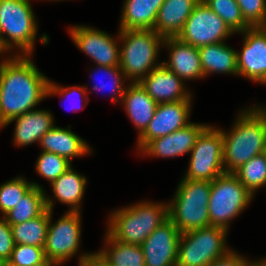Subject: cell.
I'll list each match as a JSON object with an SVG mask.
<instances>
[{"label": "cell", "instance_id": "31", "mask_svg": "<svg viewBox=\"0 0 266 266\" xmlns=\"http://www.w3.org/2000/svg\"><path fill=\"white\" fill-rule=\"evenodd\" d=\"M33 186L42 188L35 182H27L23 177H16L0 185V211L3 216L16 207Z\"/></svg>", "mask_w": 266, "mask_h": 266}, {"label": "cell", "instance_id": "6", "mask_svg": "<svg viewBox=\"0 0 266 266\" xmlns=\"http://www.w3.org/2000/svg\"><path fill=\"white\" fill-rule=\"evenodd\" d=\"M0 6V50L4 53L16 46L21 55H32L38 25L30 1L0 0Z\"/></svg>", "mask_w": 266, "mask_h": 266}, {"label": "cell", "instance_id": "3", "mask_svg": "<svg viewBox=\"0 0 266 266\" xmlns=\"http://www.w3.org/2000/svg\"><path fill=\"white\" fill-rule=\"evenodd\" d=\"M108 234L119 242L141 245L168 218V203L141 202L110 214Z\"/></svg>", "mask_w": 266, "mask_h": 266}, {"label": "cell", "instance_id": "36", "mask_svg": "<svg viewBox=\"0 0 266 266\" xmlns=\"http://www.w3.org/2000/svg\"><path fill=\"white\" fill-rule=\"evenodd\" d=\"M14 246L15 243L11 226L6 219L2 217L0 219V259L7 263Z\"/></svg>", "mask_w": 266, "mask_h": 266}, {"label": "cell", "instance_id": "8", "mask_svg": "<svg viewBox=\"0 0 266 266\" xmlns=\"http://www.w3.org/2000/svg\"><path fill=\"white\" fill-rule=\"evenodd\" d=\"M253 195L234 173H223L211 181L208 203L211 226L228 230L229 221L237 217L250 203Z\"/></svg>", "mask_w": 266, "mask_h": 266}, {"label": "cell", "instance_id": "11", "mask_svg": "<svg viewBox=\"0 0 266 266\" xmlns=\"http://www.w3.org/2000/svg\"><path fill=\"white\" fill-rule=\"evenodd\" d=\"M52 211L45 241V255L54 266L60 265L72 258L80 246L81 214L70 212L64 214L59 220L51 224Z\"/></svg>", "mask_w": 266, "mask_h": 266}, {"label": "cell", "instance_id": "14", "mask_svg": "<svg viewBox=\"0 0 266 266\" xmlns=\"http://www.w3.org/2000/svg\"><path fill=\"white\" fill-rule=\"evenodd\" d=\"M181 232L168 218L140 245L145 266H176Z\"/></svg>", "mask_w": 266, "mask_h": 266}, {"label": "cell", "instance_id": "25", "mask_svg": "<svg viewBox=\"0 0 266 266\" xmlns=\"http://www.w3.org/2000/svg\"><path fill=\"white\" fill-rule=\"evenodd\" d=\"M45 194L42 188L33 186L3 217L10 225H16L40 216L46 209L53 211V201Z\"/></svg>", "mask_w": 266, "mask_h": 266}, {"label": "cell", "instance_id": "42", "mask_svg": "<svg viewBox=\"0 0 266 266\" xmlns=\"http://www.w3.org/2000/svg\"><path fill=\"white\" fill-rule=\"evenodd\" d=\"M32 266H54L53 264H37V265H32Z\"/></svg>", "mask_w": 266, "mask_h": 266}, {"label": "cell", "instance_id": "45", "mask_svg": "<svg viewBox=\"0 0 266 266\" xmlns=\"http://www.w3.org/2000/svg\"><path fill=\"white\" fill-rule=\"evenodd\" d=\"M264 154H265V157H266V146H265V149H264Z\"/></svg>", "mask_w": 266, "mask_h": 266}, {"label": "cell", "instance_id": "21", "mask_svg": "<svg viewBox=\"0 0 266 266\" xmlns=\"http://www.w3.org/2000/svg\"><path fill=\"white\" fill-rule=\"evenodd\" d=\"M39 144L42 151L58 154L70 162L74 157L77 158L91 152L88 144L73 133L69 127L63 129L54 126L45 133Z\"/></svg>", "mask_w": 266, "mask_h": 266}, {"label": "cell", "instance_id": "28", "mask_svg": "<svg viewBox=\"0 0 266 266\" xmlns=\"http://www.w3.org/2000/svg\"><path fill=\"white\" fill-rule=\"evenodd\" d=\"M105 239L108 248L99 252L111 266H145L144 254L140 245L119 242L108 233Z\"/></svg>", "mask_w": 266, "mask_h": 266}, {"label": "cell", "instance_id": "16", "mask_svg": "<svg viewBox=\"0 0 266 266\" xmlns=\"http://www.w3.org/2000/svg\"><path fill=\"white\" fill-rule=\"evenodd\" d=\"M139 83L157 104L191 101V94L185 90L183 80L163 64L154 68Z\"/></svg>", "mask_w": 266, "mask_h": 266}, {"label": "cell", "instance_id": "7", "mask_svg": "<svg viewBox=\"0 0 266 266\" xmlns=\"http://www.w3.org/2000/svg\"><path fill=\"white\" fill-rule=\"evenodd\" d=\"M228 230L208 226L181 233L176 266H210L231 250L226 246Z\"/></svg>", "mask_w": 266, "mask_h": 266}, {"label": "cell", "instance_id": "9", "mask_svg": "<svg viewBox=\"0 0 266 266\" xmlns=\"http://www.w3.org/2000/svg\"><path fill=\"white\" fill-rule=\"evenodd\" d=\"M214 128L208 125L198 136L183 178L211 182L225 173L223 135L220 129Z\"/></svg>", "mask_w": 266, "mask_h": 266}, {"label": "cell", "instance_id": "44", "mask_svg": "<svg viewBox=\"0 0 266 266\" xmlns=\"http://www.w3.org/2000/svg\"><path fill=\"white\" fill-rule=\"evenodd\" d=\"M262 111H263V113L266 115V108H264V107H260V106H258Z\"/></svg>", "mask_w": 266, "mask_h": 266}, {"label": "cell", "instance_id": "5", "mask_svg": "<svg viewBox=\"0 0 266 266\" xmlns=\"http://www.w3.org/2000/svg\"><path fill=\"white\" fill-rule=\"evenodd\" d=\"M211 182L182 178L175 197L168 202L169 219L181 233L211 226L208 203Z\"/></svg>", "mask_w": 266, "mask_h": 266}, {"label": "cell", "instance_id": "4", "mask_svg": "<svg viewBox=\"0 0 266 266\" xmlns=\"http://www.w3.org/2000/svg\"><path fill=\"white\" fill-rule=\"evenodd\" d=\"M119 33L123 41L119 67L126 79L131 81L132 78V83H138L162 64L156 63V58L164 38L151 29H127Z\"/></svg>", "mask_w": 266, "mask_h": 266}, {"label": "cell", "instance_id": "10", "mask_svg": "<svg viewBox=\"0 0 266 266\" xmlns=\"http://www.w3.org/2000/svg\"><path fill=\"white\" fill-rule=\"evenodd\" d=\"M234 32L202 0L185 21L177 38L194 47L224 42Z\"/></svg>", "mask_w": 266, "mask_h": 266}, {"label": "cell", "instance_id": "19", "mask_svg": "<svg viewBox=\"0 0 266 266\" xmlns=\"http://www.w3.org/2000/svg\"><path fill=\"white\" fill-rule=\"evenodd\" d=\"M200 0H165L158 11L154 31L163 38L177 37Z\"/></svg>", "mask_w": 266, "mask_h": 266}, {"label": "cell", "instance_id": "24", "mask_svg": "<svg viewBox=\"0 0 266 266\" xmlns=\"http://www.w3.org/2000/svg\"><path fill=\"white\" fill-rule=\"evenodd\" d=\"M225 42L198 48L204 77L209 73H232L238 76L237 51Z\"/></svg>", "mask_w": 266, "mask_h": 266}, {"label": "cell", "instance_id": "23", "mask_svg": "<svg viewBox=\"0 0 266 266\" xmlns=\"http://www.w3.org/2000/svg\"><path fill=\"white\" fill-rule=\"evenodd\" d=\"M165 0H125L120 21V30H154L159 8Z\"/></svg>", "mask_w": 266, "mask_h": 266}, {"label": "cell", "instance_id": "33", "mask_svg": "<svg viewBox=\"0 0 266 266\" xmlns=\"http://www.w3.org/2000/svg\"><path fill=\"white\" fill-rule=\"evenodd\" d=\"M7 266H32L37 264H52L47 260L43 247L16 244Z\"/></svg>", "mask_w": 266, "mask_h": 266}, {"label": "cell", "instance_id": "43", "mask_svg": "<svg viewBox=\"0 0 266 266\" xmlns=\"http://www.w3.org/2000/svg\"><path fill=\"white\" fill-rule=\"evenodd\" d=\"M0 266H7V264L2 259H0Z\"/></svg>", "mask_w": 266, "mask_h": 266}, {"label": "cell", "instance_id": "29", "mask_svg": "<svg viewBox=\"0 0 266 266\" xmlns=\"http://www.w3.org/2000/svg\"><path fill=\"white\" fill-rule=\"evenodd\" d=\"M234 174L242 185L254 196L255 191L266 185V157L264 153L252 157Z\"/></svg>", "mask_w": 266, "mask_h": 266}, {"label": "cell", "instance_id": "26", "mask_svg": "<svg viewBox=\"0 0 266 266\" xmlns=\"http://www.w3.org/2000/svg\"><path fill=\"white\" fill-rule=\"evenodd\" d=\"M87 179L70 167L51 183L54 198L70 206L68 211L80 212V203L85 192Z\"/></svg>", "mask_w": 266, "mask_h": 266}, {"label": "cell", "instance_id": "30", "mask_svg": "<svg viewBox=\"0 0 266 266\" xmlns=\"http://www.w3.org/2000/svg\"><path fill=\"white\" fill-rule=\"evenodd\" d=\"M235 32H243L251 26L242 16L241 9L236 0H202Z\"/></svg>", "mask_w": 266, "mask_h": 266}, {"label": "cell", "instance_id": "27", "mask_svg": "<svg viewBox=\"0 0 266 266\" xmlns=\"http://www.w3.org/2000/svg\"><path fill=\"white\" fill-rule=\"evenodd\" d=\"M49 220L50 210L46 209L40 216L25 221L24 223L10 225L15 245L27 244L44 248Z\"/></svg>", "mask_w": 266, "mask_h": 266}, {"label": "cell", "instance_id": "32", "mask_svg": "<svg viewBox=\"0 0 266 266\" xmlns=\"http://www.w3.org/2000/svg\"><path fill=\"white\" fill-rule=\"evenodd\" d=\"M35 167L40 176L52 183L71 167V162L58 154L42 151Z\"/></svg>", "mask_w": 266, "mask_h": 266}, {"label": "cell", "instance_id": "17", "mask_svg": "<svg viewBox=\"0 0 266 266\" xmlns=\"http://www.w3.org/2000/svg\"><path fill=\"white\" fill-rule=\"evenodd\" d=\"M208 124L190 123L166 136L149 141L140 151L152 157H177L189 153Z\"/></svg>", "mask_w": 266, "mask_h": 266}, {"label": "cell", "instance_id": "35", "mask_svg": "<svg viewBox=\"0 0 266 266\" xmlns=\"http://www.w3.org/2000/svg\"><path fill=\"white\" fill-rule=\"evenodd\" d=\"M97 68L101 71L103 70L104 73L108 74V76H110V78L112 77L113 79V83L111 84V91L114 93L112 100L114 102L118 101V98L122 101V97L124 95V92L126 90V87L123 86V80H127L124 73L122 72V70L120 69V67H114V66H101V65H97ZM97 73H99V71H97ZM105 87H107V84H105L104 82L102 83V85H94V90L96 91L98 88L99 89H105Z\"/></svg>", "mask_w": 266, "mask_h": 266}, {"label": "cell", "instance_id": "22", "mask_svg": "<svg viewBox=\"0 0 266 266\" xmlns=\"http://www.w3.org/2000/svg\"><path fill=\"white\" fill-rule=\"evenodd\" d=\"M127 87L121 102H123L125 111L132 123L139 129L140 136L153 118L158 104L149 96L139 82H130Z\"/></svg>", "mask_w": 266, "mask_h": 266}, {"label": "cell", "instance_id": "12", "mask_svg": "<svg viewBox=\"0 0 266 266\" xmlns=\"http://www.w3.org/2000/svg\"><path fill=\"white\" fill-rule=\"evenodd\" d=\"M71 39L78 48L91 57L97 65L119 67L120 46L117 40L104 31L86 26L70 27Z\"/></svg>", "mask_w": 266, "mask_h": 266}, {"label": "cell", "instance_id": "20", "mask_svg": "<svg viewBox=\"0 0 266 266\" xmlns=\"http://www.w3.org/2000/svg\"><path fill=\"white\" fill-rule=\"evenodd\" d=\"M15 120L14 142L17 146L39 143L45 133L55 126L52 114L42 109L24 113L8 121L4 126Z\"/></svg>", "mask_w": 266, "mask_h": 266}, {"label": "cell", "instance_id": "2", "mask_svg": "<svg viewBox=\"0 0 266 266\" xmlns=\"http://www.w3.org/2000/svg\"><path fill=\"white\" fill-rule=\"evenodd\" d=\"M223 164L226 173H234L252 157L264 153L266 115L259 107L239 113L231 132L222 131Z\"/></svg>", "mask_w": 266, "mask_h": 266}, {"label": "cell", "instance_id": "1", "mask_svg": "<svg viewBox=\"0 0 266 266\" xmlns=\"http://www.w3.org/2000/svg\"><path fill=\"white\" fill-rule=\"evenodd\" d=\"M0 63V128L33 110L46 98L49 79L30 60L16 54Z\"/></svg>", "mask_w": 266, "mask_h": 266}, {"label": "cell", "instance_id": "34", "mask_svg": "<svg viewBox=\"0 0 266 266\" xmlns=\"http://www.w3.org/2000/svg\"><path fill=\"white\" fill-rule=\"evenodd\" d=\"M245 21L256 27L266 14V0H236Z\"/></svg>", "mask_w": 266, "mask_h": 266}, {"label": "cell", "instance_id": "37", "mask_svg": "<svg viewBox=\"0 0 266 266\" xmlns=\"http://www.w3.org/2000/svg\"><path fill=\"white\" fill-rule=\"evenodd\" d=\"M86 87L84 86H72V87H60L58 86L57 84H55L54 82L50 81L49 82V85H48V88H47V92H46V97L50 96V95H55V94H58V95H64V97L66 96L68 98L69 97H73L75 96V94H80V95H86L87 94V89H85ZM73 109V108H72ZM75 110H79L80 107L76 106L74 108Z\"/></svg>", "mask_w": 266, "mask_h": 266}, {"label": "cell", "instance_id": "13", "mask_svg": "<svg viewBox=\"0 0 266 266\" xmlns=\"http://www.w3.org/2000/svg\"><path fill=\"white\" fill-rule=\"evenodd\" d=\"M191 101H176L160 103L145 131L138 137L139 151L151 140L166 136L178 129L184 128L191 122Z\"/></svg>", "mask_w": 266, "mask_h": 266}, {"label": "cell", "instance_id": "38", "mask_svg": "<svg viewBox=\"0 0 266 266\" xmlns=\"http://www.w3.org/2000/svg\"><path fill=\"white\" fill-rule=\"evenodd\" d=\"M250 262L234 251L214 261L210 266H247Z\"/></svg>", "mask_w": 266, "mask_h": 266}, {"label": "cell", "instance_id": "40", "mask_svg": "<svg viewBox=\"0 0 266 266\" xmlns=\"http://www.w3.org/2000/svg\"><path fill=\"white\" fill-rule=\"evenodd\" d=\"M266 36V14L263 16L262 21L256 26Z\"/></svg>", "mask_w": 266, "mask_h": 266}, {"label": "cell", "instance_id": "41", "mask_svg": "<svg viewBox=\"0 0 266 266\" xmlns=\"http://www.w3.org/2000/svg\"><path fill=\"white\" fill-rule=\"evenodd\" d=\"M247 266H266V259L250 262Z\"/></svg>", "mask_w": 266, "mask_h": 266}, {"label": "cell", "instance_id": "15", "mask_svg": "<svg viewBox=\"0 0 266 266\" xmlns=\"http://www.w3.org/2000/svg\"><path fill=\"white\" fill-rule=\"evenodd\" d=\"M241 53L237 52L238 75L266 84V36L256 27L243 32Z\"/></svg>", "mask_w": 266, "mask_h": 266}, {"label": "cell", "instance_id": "39", "mask_svg": "<svg viewBox=\"0 0 266 266\" xmlns=\"http://www.w3.org/2000/svg\"><path fill=\"white\" fill-rule=\"evenodd\" d=\"M79 266H111L105 257L97 253L82 254L79 259Z\"/></svg>", "mask_w": 266, "mask_h": 266}, {"label": "cell", "instance_id": "18", "mask_svg": "<svg viewBox=\"0 0 266 266\" xmlns=\"http://www.w3.org/2000/svg\"><path fill=\"white\" fill-rule=\"evenodd\" d=\"M163 46L169 48V61L162 64L183 81L204 77L197 47L182 42L177 37L164 38Z\"/></svg>", "mask_w": 266, "mask_h": 266}]
</instances>
